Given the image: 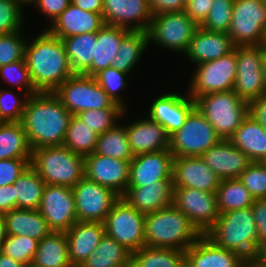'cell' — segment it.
<instances>
[{
  "instance_id": "6da1fadb",
  "label": "cell",
  "mask_w": 266,
  "mask_h": 267,
  "mask_svg": "<svg viewBox=\"0 0 266 267\" xmlns=\"http://www.w3.org/2000/svg\"><path fill=\"white\" fill-rule=\"evenodd\" d=\"M72 116L53 92L30 96L21 123L31 150L63 145Z\"/></svg>"
},
{
  "instance_id": "7a4b0ae2",
  "label": "cell",
  "mask_w": 266,
  "mask_h": 267,
  "mask_svg": "<svg viewBox=\"0 0 266 267\" xmlns=\"http://www.w3.org/2000/svg\"><path fill=\"white\" fill-rule=\"evenodd\" d=\"M25 44V59L33 86L38 92H54L74 73L62 39L45 28ZM29 42V43H28Z\"/></svg>"
},
{
  "instance_id": "3957f363",
  "label": "cell",
  "mask_w": 266,
  "mask_h": 267,
  "mask_svg": "<svg viewBox=\"0 0 266 267\" xmlns=\"http://www.w3.org/2000/svg\"><path fill=\"white\" fill-rule=\"evenodd\" d=\"M146 246L186 251L202 234L174 205L145 214Z\"/></svg>"
},
{
  "instance_id": "277c9868",
  "label": "cell",
  "mask_w": 266,
  "mask_h": 267,
  "mask_svg": "<svg viewBox=\"0 0 266 267\" xmlns=\"http://www.w3.org/2000/svg\"><path fill=\"white\" fill-rule=\"evenodd\" d=\"M205 235L217 246L246 259L256 257L261 245L251 207L221 213Z\"/></svg>"
},
{
  "instance_id": "5b68a950",
  "label": "cell",
  "mask_w": 266,
  "mask_h": 267,
  "mask_svg": "<svg viewBox=\"0 0 266 267\" xmlns=\"http://www.w3.org/2000/svg\"><path fill=\"white\" fill-rule=\"evenodd\" d=\"M30 166L45 184L74 187L84 177V157L64 145L32 150Z\"/></svg>"
},
{
  "instance_id": "8992f818",
  "label": "cell",
  "mask_w": 266,
  "mask_h": 267,
  "mask_svg": "<svg viewBox=\"0 0 266 267\" xmlns=\"http://www.w3.org/2000/svg\"><path fill=\"white\" fill-rule=\"evenodd\" d=\"M195 105L222 140H228L249 115V102L233 90L205 94L195 100Z\"/></svg>"
},
{
  "instance_id": "52a82bcc",
  "label": "cell",
  "mask_w": 266,
  "mask_h": 267,
  "mask_svg": "<svg viewBox=\"0 0 266 267\" xmlns=\"http://www.w3.org/2000/svg\"><path fill=\"white\" fill-rule=\"evenodd\" d=\"M221 137L195 107L184 125L169 137V150L174 157H201L218 144Z\"/></svg>"
},
{
  "instance_id": "ba28073f",
  "label": "cell",
  "mask_w": 266,
  "mask_h": 267,
  "mask_svg": "<svg viewBox=\"0 0 266 267\" xmlns=\"http://www.w3.org/2000/svg\"><path fill=\"white\" fill-rule=\"evenodd\" d=\"M53 93L72 115L89 109L121 108L112 101L94 77L84 74L69 77Z\"/></svg>"
},
{
  "instance_id": "9c48e42d",
  "label": "cell",
  "mask_w": 266,
  "mask_h": 267,
  "mask_svg": "<svg viewBox=\"0 0 266 267\" xmlns=\"http://www.w3.org/2000/svg\"><path fill=\"white\" fill-rule=\"evenodd\" d=\"M198 27L185 10L153 15L147 30L148 42L185 54Z\"/></svg>"
},
{
  "instance_id": "30bf717a",
  "label": "cell",
  "mask_w": 266,
  "mask_h": 267,
  "mask_svg": "<svg viewBox=\"0 0 266 267\" xmlns=\"http://www.w3.org/2000/svg\"><path fill=\"white\" fill-rule=\"evenodd\" d=\"M236 51L195 66L187 94L196 100L208 93L227 92L234 88L236 80Z\"/></svg>"
},
{
  "instance_id": "8fae6325",
  "label": "cell",
  "mask_w": 266,
  "mask_h": 267,
  "mask_svg": "<svg viewBox=\"0 0 266 267\" xmlns=\"http://www.w3.org/2000/svg\"><path fill=\"white\" fill-rule=\"evenodd\" d=\"M266 34L264 0H234L228 35L238 45H263Z\"/></svg>"
},
{
  "instance_id": "7c38bea8",
  "label": "cell",
  "mask_w": 266,
  "mask_h": 267,
  "mask_svg": "<svg viewBox=\"0 0 266 267\" xmlns=\"http://www.w3.org/2000/svg\"><path fill=\"white\" fill-rule=\"evenodd\" d=\"M105 233L131 253L146 245L145 214L140 213L120 197L104 222Z\"/></svg>"
},
{
  "instance_id": "4fadbf2b",
  "label": "cell",
  "mask_w": 266,
  "mask_h": 267,
  "mask_svg": "<svg viewBox=\"0 0 266 267\" xmlns=\"http://www.w3.org/2000/svg\"><path fill=\"white\" fill-rule=\"evenodd\" d=\"M236 80L233 91L250 102L266 93L262 73L263 45H238Z\"/></svg>"
},
{
  "instance_id": "5bb4252c",
  "label": "cell",
  "mask_w": 266,
  "mask_h": 267,
  "mask_svg": "<svg viewBox=\"0 0 266 267\" xmlns=\"http://www.w3.org/2000/svg\"><path fill=\"white\" fill-rule=\"evenodd\" d=\"M78 221L104 223L113 204L120 198L113 190L85 176L72 187Z\"/></svg>"
},
{
  "instance_id": "9a60e30c",
  "label": "cell",
  "mask_w": 266,
  "mask_h": 267,
  "mask_svg": "<svg viewBox=\"0 0 266 267\" xmlns=\"http://www.w3.org/2000/svg\"><path fill=\"white\" fill-rule=\"evenodd\" d=\"M173 205L187 216L201 234H205L220 215L216 193L194 188L173 187Z\"/></svg>"
},
{
  "instance_id": "2e32d148",
  "label": "cell",
  "mask_w": 266,
  "mask_h": 267,
  "mask_svg": "<svg viewBox=\"0 0 266 267\" xmlns=\"http://www.w3.org/2000/svg\"><path fill=\"white\" fill-rule=\"evenodd\" d=\"M55 232L68 231L77 221L72 188L46 184L37 209Z\"/></svg>"
},
{
  "instance_id": "e0dca14e",
  "label": "cell",
  "mask_w": 266,
  "mask_h": 267,
  "mask_svg": "<svg viewBox=\"0 0 266 267\" xmlns=\"http://www.w3.org/2000/svg\"><path fill=\"white\" fill-rule=\"evenodd\" d=\"M84 176L113 190L120 197L125 193L130 178V161L92 153L84 157Z\"/></svg>"
},
{
  "instance_id": "ac0fdd59",
  "label": "cell",
  "mask_w": 266,
  "mask_h": 267,
  "mask_svg": "<svg viewBox=\"0 0 266 267\" xmlns=\"http://www.w3.org/2000/svg\"><path fill=\"white\" fill-rule=\"evenodd\" d=\"M104 23L129 31H147L153 18L149 0H103Z\"/></svg>"
},
{
  "instance_id": "d6986e66",
  "label": "cell",
  "mask_w": 266,
  "mask_h": 267,
  "mask_svg": "<svg viewBox=\"0 0 266 267\" xmlns=\"http://www.w3.org/2000/svg\"><path fill=\"white\" fill-rule=\"evenodd\" d=\"M221 179L202 157H174L173 187H187L216 193Z\"/></svg>"
},
{
  "instance_id": "ffe728a7",
  "label": "cell",
  "mask_w": 266,
  "mask_h": 267,
  "mask_svg": "<svg viewBox=\"0 0 266 267\" xmlns=\"http://www.w3.org/2000/svg\"><path fill=\"white\" fill-rule=\"evenodd\" d=\"M173 158L169 149L135 155L130 161L127 187H141L158 180H172Z\"/></svg>"
},
{
  "instance_id": "44dd1931",
  "label": "cell",
  "mask_w": 266,
  "mask_h": 267,
  "mask_svg": "<svg viewBox=\"0 0 266 267\" xmlns=\"http://www.w3.org/2000/svg\"><path fill=\"white\" fill-rule=\"evenodd\" d=\"M184 95L162 93L151 103L148 117L162 125L169 136L184 125L189 113L196 107L195 100L186 93Z\"/></svg>"
},
{
  "instance_id": "7402d4cb",
  "label": "cell",
  "mask_w": 266,
  "mask_h": 267,
  "mask_svg": "<svg viewBox=\"0 0 266 267\" xmlns=\"http://www.w3.org/2000/svg\"><path fill=\"white\" fill-rule=\"evenodd\" d=\"M245 259L235 251L217 246L202 234L186 251V267H243Z\"/></svg>"
},
{
  "instance_id": "603a6c76",
  "label": "cell",
  "mask_w": 266,
  "mask_h": 267,
  "mask_svg": "<svg viewBox=\"0 0 266 267\" xmlns=\"http://www.w3.org/2000/svg\"><path fill=\"white\" fill-rule=\"evenodd\" d=\"M104 25L102 13L85 11L70 3L52 24L46 25V30L63 39L83 33H96Z\"/></svg>"
},
{
  "instance_id": "cb8c5ba5",
  "label": "cell",
  "mask_w": 266,
  "mask_h": 267,
  "mask_svg": "<svg viewBox=\"0 0 266 267\" xmlns=\"http://www.w3.org/2000/svg\"><path fill=\"white\" fill-rule=\"evenodd\" d=\"M201 157L221 180L238 178L252 163L250 158L229 140H221Z\"/></svg>"
},
{
  "instance_id": "d4e9b609",
  "label": "cell",
  "mask_w": 266,
  "mask_h": 267,
  "mask_svg": "<svg viewBox=\"0 0 266 267\" xmlns=\"http://www.w3.org/2000/svg\"><path fill=\"white\" fill-rule=\"evenodd\" d=\"M235 47L228 33L211 32L199 26L184 55L198 65L223 57L234 51Z\"/></svg>"
},
{
  "instance_id": "484cf974",
  "label": "cell",
  "mask_w": 266,
  "mask_h": 267,
  "mask_svg": "<svg viewBox=\"0 0 266 267\" xmlns=\"http://www.w3.org/2000/svg\"><path fill=\"white\" fill-rule=\"evenodd\" d=\"M142 214H148L173 205L172 180H158L141 187H127L121 196Z\"/></svg>"
},
{
  "instance_id": "4316f807",
  "label": "cell",
  "mask_w": 266,
  "mask_h": 267,
  "mask_svg": "<svg viewBox=\"0 0 266 267\" xmlns=\"http://www.w3.org/2000/svg\"><path fill=\"white\" fill-rule=\"evenodd\" d=\"M65 234L69 260L73 267H80L100 243L105 226L102 222L77 221Z\"/></svg>"
},
{
  "instance_id": "83f0119b",
  "label": "cell",
  "mask_w": 266,
  "mask_h": 267,
  "mask_svg": "<svg viewBox=\"0 0 266 267\" xmlns=\"http://www.w3.org/2000/svg\"><path fill=\"white\" fill-rule=\"evenodd\" d=\"M125 126L131 150L135 155L169 149V135L158 122L142 118Z\"/></svg>"
},
{
  "instance_id": "f1b7e54d",
  "label": "cell",
  "mask_w": 266,
  "mask_h": 267,
  "mask_svg": "<svg viewBox=\"0 0 266 267\" xmlns=\"http://www.w3.org/2000/svg\"><path fill=\"white\" fill-rule=\"evenodd\" d=\"M228 140L252 162H261L266 156V130L250 114Z\"/></svg>"
},
{
  "instance_id": "f546056e",
  "label": "cell",
  "mask_w": 266,
  "mask_h": 267,
  "mask_svg": "<svg viewBox=\"0 0 266 267\" xmlns=\"http://www.w3.org/2000/svg\"><path fill=\"white\" fill-rule=\"evenodd\" d=\"M129 32L125 28L105 24L96 32V44L91 68L84 74L94 77L98 72L112 65L122 38Z\"/></svg>"
},
{
  "instance_id": "4dcf8cb0",
  "label": "cell",
  "mask_w": 266,
  "mask_h": 267,
  "mask_svg": "<svg viewBox=\"0 0 266 267\" xmlns=\"http://www.w3.org/2000/svg\"><path fill=\"white\" fill-rule=\"evenodd\" d=\"M4 217L7 235L27 236L40 241L52 232L37 209L15 208L7 212Z\"/></svg>"
},
{
  "instance_id": "1f68e13d",
  "label": "cell",
  "mask_w": 266,
  "mask_h": 267,
  "mask_svg": "<svg viewBox=\"0 0 266 267\" xmlns=\"http://www.w3.org/2000/svg\"><path fill=\"white\" fill-rule=\"evenodd\" d=\"M32 264L35 267H73L65 232L52 231L39 241Z\"/></svg>"
},
{
  "instance_id": "d6a6232c",
  "label": "cell",
  "mask_w": 266,
  "mask_h": 267,
  "mask_svg": "<svg viewBox=\"0 0 266 267\" xmlns=\"http://www.w3.org/2000/svg\"><path fill=\"white\" fill-rule=\"evenodd\" d=\"M131 252L106 233L80 267H130Z\"/></svg>"
},
{
  "instance_id": "836d02e7",
  "label": "cell",
  "mask_w": 266,
  "mask_h": 267,
  "mask_svg": "<svg viewBox=\"0 0 266 267\" xmlns=\"http://www.w3.org/2000/svg\"><path fill=\"white\" fill-rule=\"evenodd\" d=\"M147 31H129L121 40L117 54L112 58V67L130 73L148 48Z\"/></svg>"
},
{
  "instance_id": "e575fe53",
  "label": "cell",
  "mask_w": 266,
  "mask_h": 267,
  "mask_svg": "<svg viewBox=\"0 0 266 267\" xmlns=\"http://www.w3.org/2000/svg\"><path fill=\"white\" fill-rule=\"evenodd\" d=\"M32 150L21 122H0V160L31 159Z\"/></svg>"
},
{
  "instance_id": "d590c367",
  "label": "cell",
  "mask_w": 266,
  "mask_h": 267,
  "mask_svg": "<svg viewBox=\"0 0 266 267\" xmlns=\"http://www.w3.org/2000/svg\"><path fill=\"white\" fill-rule=\"evenodd\" d=\"M74 74H85L93 62L96 33H83L62 39Z\"/></svg>"
},
{
  "instance_id": "8d00e7d4",
  "label": "cell",
  "mask_w": 266,
  "mask_h": 267,
  "mask_svg": "<svg viewBox=\"0 0 266 267\" xmlns=\"http://www.w3.org/2000/svg\"><path fill=\"white\" fill-rule=\"evenodd\" d=\"M13 184L16 208L38 209L46 185L38 173L29 166Z\"/></svg>"
},
{
  "instance_id": "74e56055",
  "label": "cell",
  "mask_w": 266,
  "mask_h": 267,
  "mask_svg": "<svg viewBox=\"0 0 266 267\" xmlns=\"http://www.w3.org/2000/svg\"><path fill=\"white\" fill-rule=\"evenodd\" d=\"M131 267H185V251L145 245L131 253Z\"/></svg>"
},
{
  "instance_id": "f35d334b",
  "label": "cell",
  "mask_w": 266,
  "mask_h": 267,
  "mask_svg": "<svg viewBox=\"0 0 266 267\" xmlns=\"http://www.w3.org/2000/svg\"><path fill=\"white\" fill-rule=\"evenodd\" d=\"M219 213L249 208L255 199L238 178L223 179L216 191Z\"/></svg>"
},
{
  "instance_id": "ab89813d",
  "label": "cell",
  "mask_w": 266,
  "mask_h": 267,
  "mask_svg": "<svg viewBox=\"0 0 266 267\" xmlns=\"http://www.w3.org/2000/svg\"><path fill=\"white\" fill-rule=\"evenodd\" d=\"M95 154L131 161L134 154L129 145L125 126L117 123L113 128L98 135Z\"/></svg>"
},
{
  "instance_id": "60d3db41",
  "label": "cell",
  "mask_w": 266,
  "mask_h": 267,
  "mask_svg": "<svg viewBox=\"0 0 266 267\" xmlns=\"http://www.w3.org/2000/svg\"><path fill=\"white\" fill-rule=\"evenodd\" d=\"M98 135L76 115L70 119L63 145L83 157L94 153Z\"/></svg>"
},
{
  "instance_id": "b9f144b4",
  "label": "cell",
  "mask_w": 266,
  "mask_h": 267,
  "mask_svg": "<svg viewBox=\"0 0 266 267\" xmlns=\"http://www.w3.org/2000/svg\"><path fill=\"white\" fill-rule=\"evenodd\" d=\"M126 113L127 110L122 108H103L84 110L76 116L97 135H100L113 128L118 123L119 117L125 116Z\"/></svg>"
},
{
  "instance_id": "7bdbcfd3",
  "label": "cell",
  "mask_w": 266,
  "mask_h": 267,
  "mask_svg": "<svg viewBox=\"0 0 266 267\" xmlns=\"http://www.w3.org/2000/svg\"><path fill=\"white\" fill-rule=\"evenodd\" d=\"M127 75L129 74L110 66L101 70L94 76L98 84L108 94L112 101L124 110H127V106L126 102H123L124 99L122 95H120V92L128 87L129 83Z\"/></svg>"
},
{
  "instance_id": "ee69618b",
  "label": "cell",
  "mask_w": 266,
  "mask_h": 267,
  "mask_svg": "<svg viewBox=\"0 0 266 267\" xmlns=\"http://www.w3.org/2000/svg\"><path fill=\"white\" fill-rule=\"evenodd\" d=\"M39 240L27 236L7 235L1 253L24 264H32Z\"/></svg>"
},
{
  "instance_id": "f6af8a7d",
  "label": "cell",
  "mask_w": 266,
  "mask_h": 267,
  "mask_svg": "<svg viewBox=\"0 0 266 267\" xmlns=\"http://www.w3.org/2000/svg\"><path fill=\"white\" fill-rule=\"evenodd\" d=\"M0 76L3 81L5 79L8 85L18 88V93L23 89V92L30 96L38 93L32 84L25 57L22 60L1 66Z\"/></svg>"
},
{
  "instance_id": "bcb514c9",
  "label": "cell",
  "mask_w": 266,
  "mask_h": 267,
  "mask_svg": "<svg viewBox=\"0 0 266 267\" xmlns=\"http://www.w3.org/2000/svg\"><path fill=\"white\" fill-rule=\"evenodd\" d=\"M233 3L234 0H213L208 16L200 26L211 32L228 33Z\"/></svg>"
},
{
  "instance_id": "7dc6e473",
  "label": "cell",
  "mask_w": 266,
  "mask_h": 267,
  "mask_svg": "<svg viewBox=\"0 0 266 267\" xmlns=\"http://www.w3.org/2000/svg\"><path fill=\"white\" fill-rule=\"evenodd\" d=\"M25 95V96H24ZM29 94L0 88V122H21Z\"/></svg>"
},
{
  "instance_id": "c3c4849f",
  "label": "cell",
  "mask_w": 266,
  "mask_h": 267,
  "mask_svg": "<svg viewBox=\"0 0 266 267\" xmlns=\"http://www.w3.org/2000/svg\"><path fill=\"white\" fill-rule=\"evenodd\" d=\"M23 6L19 0H0V35L23 29Z\"/></svg>"
},
{
  "instance_id": "681fc988",
  "label": "cell",
  "mask_w": 266,
  "mask_h": 267,
  "mask_svg": "<svg viewBox=\"0 0 266 267\" xmlns=\"http://www.w3.org/2000/svg\"><path fill=\"white\" fill-rule=\"evenodd\" d=\"M23 30L0 35V67L24 58L27 40Z\"/></svg>"
},
{
  "instance_id": "f907efd6",
  "label": "cell",
  "mask_w": 266,
  "mask_h": 267,
  "mask_svg": "<svg viewBox=\"0 0 266 267\" xmlns=\"http://www.w3.org/2000/svg\"><path fill=\"white\" fill-rule=\"evenodd\" d=\"M255 200L266 198V167L252 162L238 177Z\"/></svg>"
},
{
  "instance_id": "816d5d0a",
  "label": "cell",
  "mask_w": 266,
  "mask_h": 267,
  "mask_svg": "<svg viewBox=\"0 0 266 267\" xmlns=\"http://www.w3.org/2000/svg\"><path fill=\"white\" fill-rule=\"evenodd\" d=\"M31 159L0 160V186L11 185L30 166Z\"/></svg>"
},
{
  "instance_id": "f5cc1de1",
  "label": "cell",
  "mask_w": 266,
  "mask_h": 267,
  "mask_svg": "<svg viewBox=\"0 0 266 267\" xmlns=\"http://www.w3.org/2000/svg\"><path fill=\"white\" fill-rule=\"evenodd\" d=\"M70 3V0H33L31 4L37 7L52 24Z\"/></svg>"
},
{
  "instance_id": "db71d44e",
  "label": "cell",
  "mask_w": 266,
  "mask_h": 267,
  "mask_svg": "<svg viewBox=\"0 0 266 267\" xmlns=\"http://www.w3.org/2000/svg\"><path fill=\"white\" fill-rule=\"evenodd\" d=\"M213 0H190L186 3V14L199 26L205 21L209 14Z\"/></svg>"
},
{
  "instance_id": "11a10c76",
  "label": "cell",
  "mask_w": 266,
  "mask_h": 267,
  "mask_svg": "<svg viewBox=\"0 0 266 267\" xmlns=\"http://www.w3.org/2000/svg\"><path fill=\"white\" fill-rule=\"evenodd\" d=\"M260 244L266 243V198L255 200L251 206Z\"/></svg>"
},
{
  "instance_id": "9f6ffc18",
  "label": "cell",
  "mask_w": 266,
  "mask_h": 267,
  "mask_svg": "<svg viewBox=\"0 0 266 267\" xmlns=\"http://www.w3.org/2000/svg\"><path fill=\"white\" fill-rule=\"evenodd\" d=\"M153 15L183 11L186 8L185 0H149Z\"/></svg>"
},
{
  "instance_id": "6f0895ef",
  "label": "cell",
  "mask_w": 266,
  "mask_h": 267,
  "mask_svg": "<svg viewBox=\"0 0 266 267\" xmlns=\"http://www.w3.org/2000/svg\"><path fill=\"white\" fill-rule=\"evenodd\" d=\"M16 208V196L14 184L0 186V215Z\"/></svg>"
},
{
  "instance_id": "680465c9",
  "label": "cell",
  "mask_w": 266,
  "mask_h": 267,
  "mask_svg": "<svg viewBox=\"0 0 266 267\" xmlns=\"http://www.w3.org/2000/svg\"><path fill=\"white\" fill-rule=\"evenodd\" d=\"M249 114L266 130V93L249 102Z\"/></svg>"
},
{
  "instance_id": "91938a15",
  "label": "cell",
  "mask_w": 266,
  "mask_h": 267,
  "mask_svg": "<svg viewBox=\"0 0 266 267\" xmlns=\"http://www.w3.org/2000/svg\"><path fill=\"white\" fill-rule=\"evenodd\" d=\"M71 4L82 10L102 13L103 0H70Z\"/></svg>"
},
{
  "instance_id": "94428289",
  "label": "cell",
  "mask_w": 266,
  "mask_h": 267,
  "mask_svg": "<svg viewBox=\"0 0 266 267\" xmlns=\"http://www.w3.org/2000/svg\"><path fill=\"white\" fill-rule=\"evenodd\" d=\"M0 267H26V265L0 252Z\"/></svg>"
},
{
  "instance_id": "6125c7cd",
  "label": "cell",
  "mask_w": 266,
  "mask_h": 267,
  "mask_svg": "<svg viewBox=\"0 0 266 267\" xmlns=\"http://www.w3.org/2000/svg\"><path fill=\"white\" fill-rule=\"evenodd\" d=\"M7 236L6 227H5V217L4 215H0V252L2 250V245Z\"/></svg>"
},
{
  "instance_id": "be15d7a7",
  "label": "cell",
  "mask_w": 266,
  "mask_h": 267,
  "mask_svg": "<svg viewBox=\"0 0 266 267\" xmlns=\"http://www.w3.org/2000/svg\"><path fill=\"white\" fill-rule=\"evenodd\" d=\"M243 267H266V264H262L255 257L245 259Z\"/></svg>"
},
{
  "instance_id": "e7e4bbea",
  "label": "cell",
  "mask_w": 266,
  "mask_h": 267,
  "mask_svg": "<svg viewBox=\"0 0 266 267\" xmlns=\"http://www.w3.org/2000/svg\"><path fill=\"white\" fill-rule=\"evenodd\" d=\"M255 258L259 260L262 264H266V243L260 245Z\"/></svg>"
},
{
  "instance_id": "03108f58",
  "label": "cell",
  "mask_w": 266,
  "mask_h": 267,
  "mask_svg": "<svg viewBox=\"0 0 266 267\" xmlns=\"http://www.w3.org/2000/svg\"><path fill=\"white\" fill-rule=\"evenodd\" d=\"M262 73L266 87V48L264 46H263V57H262Z\"/></svg>"
},
{
  "instance_id": "003e7915",
  "label": "cell",
  "mask_w": 266,
  "mask_h": 267,
  "mask_svg": "<svg viewBox=\"0 0 266 267\" xmlns=\"http://www.w3.org/2000/svg\"><path fill=\"white\" fill-rule=\"evenodd\" d=\"M24 6L25 5H31V3L33 2V0H19Z\"/></svg>"
},
{
  "instance_id": "a7ac6f4b",
  "label": "cell",
  "mask_w": 266,
  "mask_h": 267,
  "mask_svg": "<svg viewBox=\"0 0 266 267\" xmlns=\"http://www.w3.org/2000/svg\"><path fill=\"white\" fill-rule=\"evenodd\" d=\"M261 163L266 167V156L263 158V160L261 161Z\"/></svg>"
},
{
  "instance_id": "89a4df30",
  "label": "cell",
  "mask_w": 266,
  "mask_h": 267,
  "mask_svg": "<svg viewBox=\"0 0 266 267\" xmlns=\"http://www.w3.org/2000/svg\"><path fill=\"white\" fill-rule=\"evenodd\" d=\"M263 46L266 48V34H265V39H264V42H263Z\"/></svg>"
},
{
  "instance_id": "2644e50d",
  "label": "cell",
  "mask_w": 266,
  "mask_h": 267,
  "mask_svg": "<svg viewBox=\"0 0 266 267\" xmlns=\"http://www.w3.org/2000/svg\"><path fill=\"white\" fill-rule=\"evenodd\" d=\"M26 267H35L33 264H29Z\"/></svg>"
}]
</instances>
